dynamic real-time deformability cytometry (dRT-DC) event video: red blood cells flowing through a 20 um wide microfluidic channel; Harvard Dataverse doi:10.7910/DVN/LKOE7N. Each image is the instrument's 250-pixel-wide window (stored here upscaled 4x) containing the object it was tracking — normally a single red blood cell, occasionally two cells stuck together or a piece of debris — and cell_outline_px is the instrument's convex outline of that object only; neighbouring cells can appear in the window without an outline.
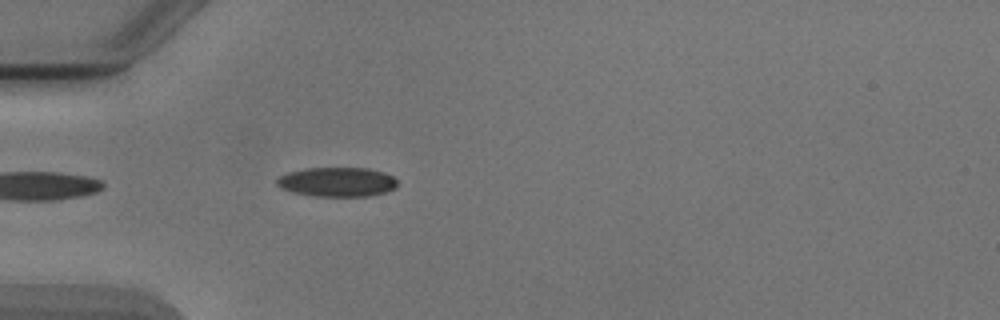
{"species": "Egyptian fruit bat (a non-hibernating species)", "species_latin": "Rousettus aegyptiacus", "temperature_condition": "cold", "stored_images_in_passage": 7, "camera_frame_rate_fps": 3000, "um_per_image_px": 0.085, "animal": {"sex": "male"}, "frame": {"image": 1, "passage_image": 3, "time_ms": 0.667, "image_size_px": [1000, 320], "cell_outline_px": [[396, 188], [384, 192], [368, 196], [316, 196], [292, 192], [280, 188], [276, 184], [276, 180], [280, 176], [288, 172], [308, 168], [368, 168], [384, 172], [392, 176], [396, 180]], "centroid_in_image_um": [28.64, 15.46], "position_along_channel_um": 56.4, "area_um2": 20.58}}
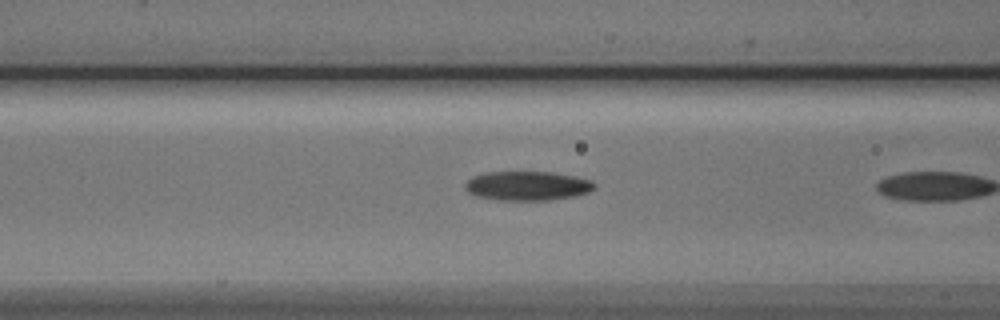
{"frame": {"image": 2, "passage_image": 6, "time_ms": 1.667, "image_size_px": [1000, 320], "cell_outline_px": [[596, 188], [588, 192], [576, 196], [548, 200], [496, 200], [476, 196], [468, 192], [464, 188], [464, 184], [472, 176], [488, 172], [552, 172], [576, 176], [592, 180], [596, 184]], "centroid_in_image_um": [44.84, 15.79], "position_along_channel_um": 121.8, "area_um2": 22.25}}